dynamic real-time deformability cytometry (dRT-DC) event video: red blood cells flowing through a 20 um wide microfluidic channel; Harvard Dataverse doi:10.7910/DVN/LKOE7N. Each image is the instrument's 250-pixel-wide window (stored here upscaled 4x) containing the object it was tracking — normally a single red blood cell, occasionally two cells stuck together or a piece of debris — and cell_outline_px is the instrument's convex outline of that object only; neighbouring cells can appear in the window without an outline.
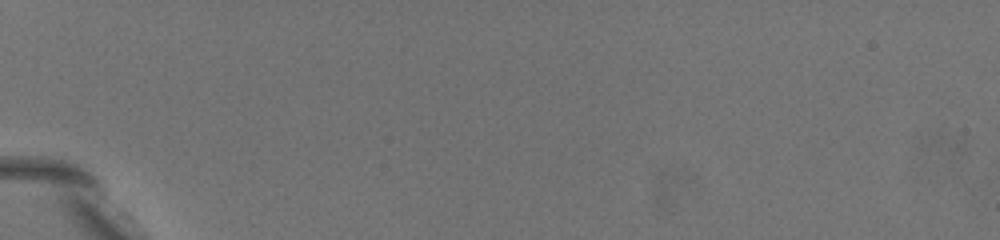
{"species": "common noctule bat (a hibernating species)", "species_latin": "Nyctalus noctula", "temperature_condition": "warm", "stored_images_in_passage": 2, "camera_frame_rate_fps": 3000, "um_per_image_px": 0.085, "animal": {"sex": "female", "body_mass_g": 19.5, "forearm_length_mm": 54.1}, "frame": {"image": 1, "passage_image": 1, "time_ms": 0.0, "image_size_px": [1000, 240], "cell_outline_px": [[192, 216], [184, 216], [164, 208], [120, 168], [104, 144], [100, 136], [112, 136], [136, 144], [144, 148], [168, 180]], "centroid_in_image_um": [12.33, 14.72], "position_along_channel_um": 72.7, "area_um2": 17.69}}